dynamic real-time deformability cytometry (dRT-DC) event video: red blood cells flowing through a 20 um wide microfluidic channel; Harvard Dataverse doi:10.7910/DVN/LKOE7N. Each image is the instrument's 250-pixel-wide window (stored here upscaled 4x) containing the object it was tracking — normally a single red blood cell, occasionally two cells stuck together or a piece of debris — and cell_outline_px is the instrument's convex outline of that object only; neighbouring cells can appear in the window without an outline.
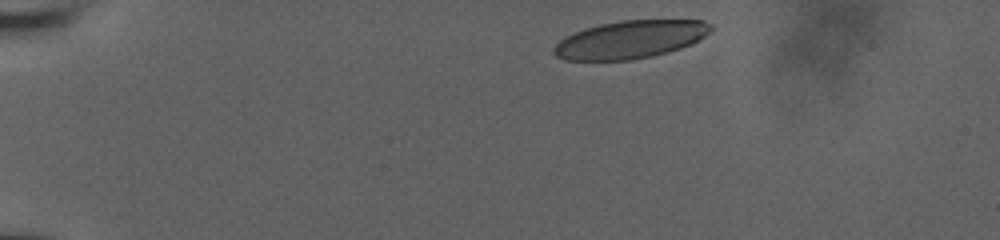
{"species": "human", "species_latin": "Homo sapiens", "temperature_condition": "room temperature", "stored_images_in_passage": 14, "camera_frame_rate_fps": 3000, "um_per_image_px": 0.085, "donor": {"sex": "male"}, "frame": {"image": 1, "passage_image": 1, "time_ms": 0.0, "image_size_px": [1000, 240], "cell_outline_px": [[712, 28], [704, 36], [692, 44], [668, 52], [652, 56], [632, 60], [564, 60], [556, 56], [552, 52], [552, 48], [564, 36], [584, 28], [600, 24], [620, 20], [704, 20], [712, 24]], "centroid_in_image_um": [53.55, 3.36], "position_along_channel_um": 31.5, "area_um2": 34.8}}
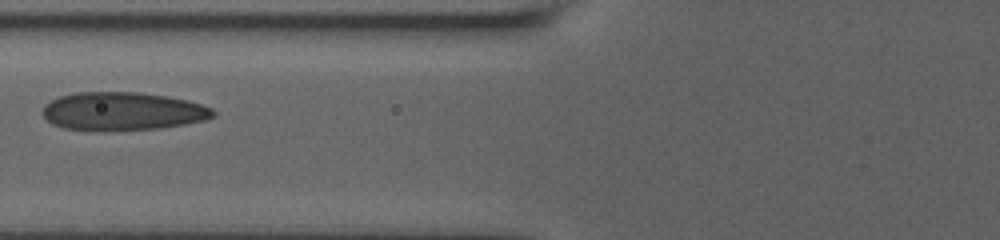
{"frame": {"image": 2, "passage_image": 7, "time_ms": 4.667, "image_size_px": [1000, 240], "cell_outline_px": [[216, 116], [204, 120], [184, 124], [160, 128], [104, 132], [96, 132], [64, 128], [52, 124], [40, 112], [44, 104], [60, 96], [72, 92], [140, 92], [168, 96], [188, 100], [212, 108], [216, 112]], "centroid_in_image_um": [10.39, 9.47], "position_along_channel_um": 115.4, "area_um2": 38.73}}
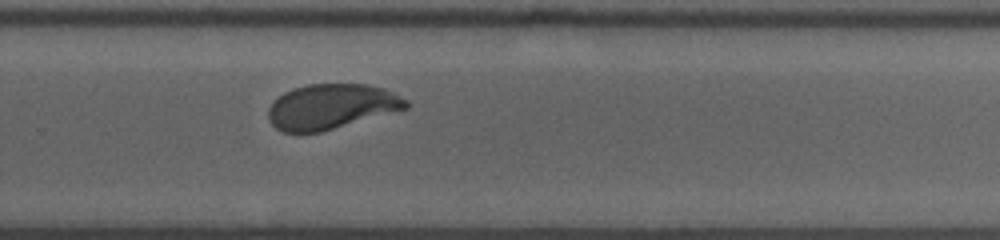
{"frame": {"image": 3, "passage_image": 14, "time_ms": 9.667, "image_size_px": [1000, 240], "cell_outline_px": [[408, 108], [320, 132], [284, 132], [276, 128], [268, 120], [268, 108], [284, 92], [308, 84], [368, 84], [384, 88], [408, 100]], "centroid_in_image_um": [28.17, 9.05], "position_along_channel_um": 301.6, "area_um2": 35.84}}